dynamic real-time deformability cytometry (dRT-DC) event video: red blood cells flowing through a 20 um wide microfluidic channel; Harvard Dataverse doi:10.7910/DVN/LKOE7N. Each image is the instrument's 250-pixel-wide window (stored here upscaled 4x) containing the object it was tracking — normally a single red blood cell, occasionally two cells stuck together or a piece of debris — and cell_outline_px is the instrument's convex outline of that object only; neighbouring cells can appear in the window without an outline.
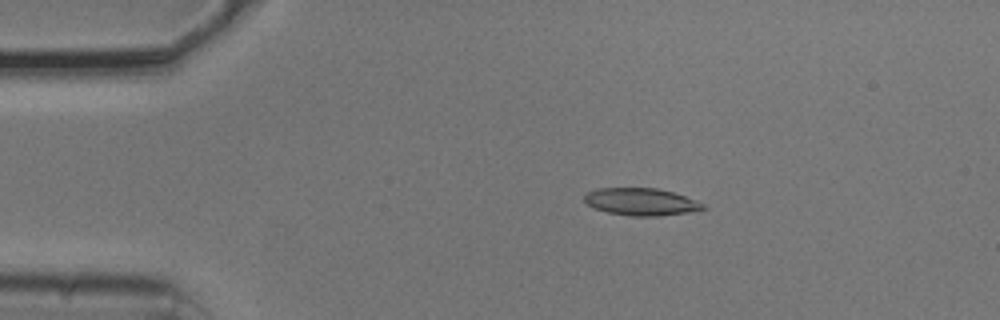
{"species": "common noctule bat (a hibernating species)", "species_latin": "Nyctalus noctula", "temperature_condition": "cold", "stored_images_in_passage": 40, "camera_frame_rate_fps": 3000, "um_per_image_px": 0.085, "animal": {"sex": "male", "body_mass_g": 20.5, "forearm_length_mm": 52.5}, "frame": {"image": 1, "passage_image": 1, "time_ms": 0.0, "image_size_px": [1000, 320], "cell_outline_px": [[708, 208], [688, 212], [656, 216], [632, 216], [608, 212], [592, 208], [584, 200], [584, 196], [588, 192], [596, 188], [656, 188], [672, 192], [684, 196], [704, 204]], "centroid_in_image_um": [54.46, 17.15], "position_along_channel_um": 30.5, "area_um2": 18.73}}
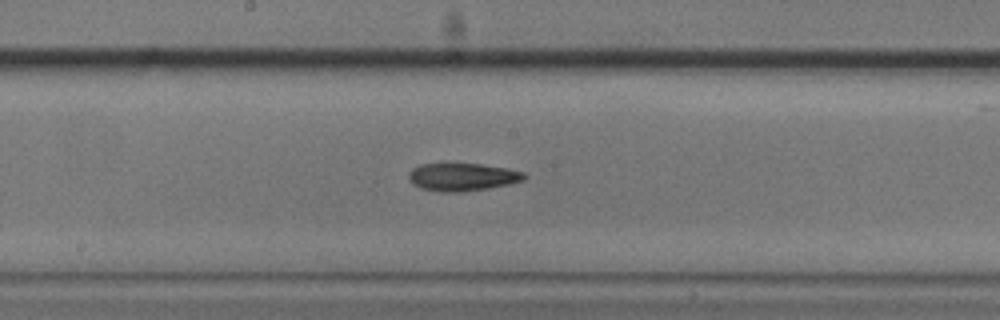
{"frame": {"image": 2, "passage_image": 19, "time_ms": 6.0, "image_size_px": [1000, 320], "cell_outline_px": [[528, 176], [524, 180], [508, 184], [488, 188], [460, 192], [440, 192], [420, 188], [412, 184], [408, 180], [408, 172], [412, 168], [420, 164], [480, 164], [508, 168], [524, 172]], "centroid_in_image_um": [39.28, 15.04], "position_along_channel_um": 208.9, "area_um2": 18.84}}
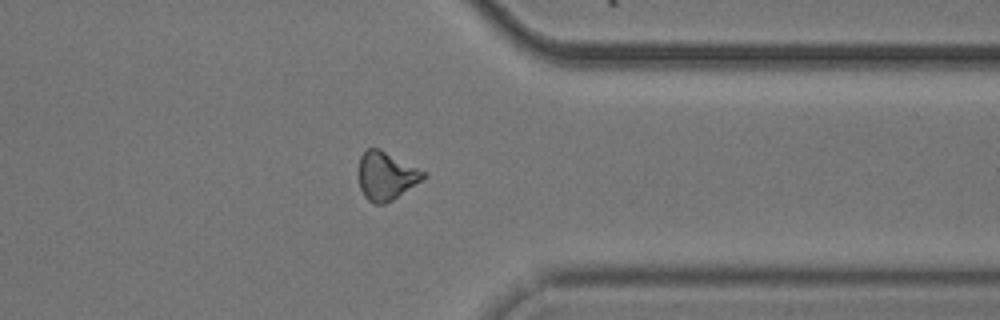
{"frame": {"image": 3, "passage_image": 33, "time_ms": 10.667, "image_size_px": [1000, 320], "cell_outline_px": [[424, 176], [420, 180], [392, 200], [384, 204], [376, 204], [368, 200], [364, 196], [360, 188], [360, 156], [368, 148], [376, 148], [424, 172]], "centroid_in_image_um": [32.76, 14.98], "position_along_channel_um": 378.6, "area_um2": 17.17}}